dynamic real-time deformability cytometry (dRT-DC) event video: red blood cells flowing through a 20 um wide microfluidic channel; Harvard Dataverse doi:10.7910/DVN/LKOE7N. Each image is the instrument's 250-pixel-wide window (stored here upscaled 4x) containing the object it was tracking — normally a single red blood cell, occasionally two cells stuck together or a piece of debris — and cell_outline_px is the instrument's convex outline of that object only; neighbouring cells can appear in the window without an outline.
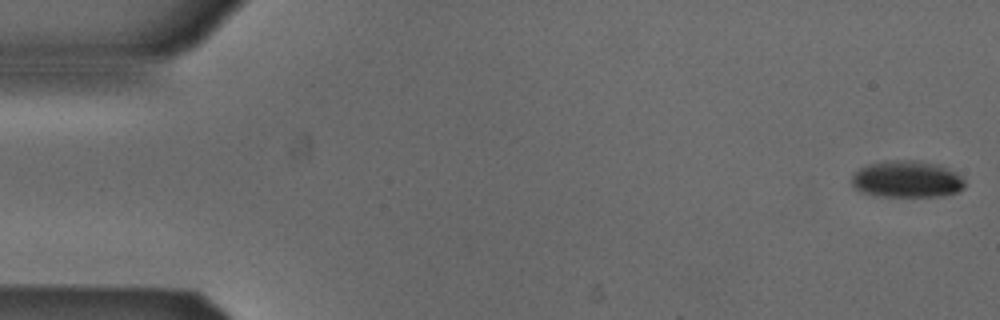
{"species": "Egyptian fruit bat (a non-hibernating species)", "species_latin": "Rousettus aegyptiacus", "temperature_condition": "cold", "stored_images_in_passage": 8, "camera_frame_rate_fps": 3000, "um_per_image_px": 0.085, "animal": {"sex": "male"}, "frame": {"image": 1, "passage_image": 1, "time_ms": 0.0, "image_size_px": [1000, 320], "cell_outline_px": [[964, 188], [956, 192], [944, 196], [872, 196], [860, 192], [852, 184], [852, 176], [860, 168], [868, 164], [884, 160], [916, 160], [940, 164], [956, 172], [964, 180]], "centroid_in_image_um": [77.08, 15.23], "position_along_channel_um": 7.9, "area_um2": 24.51}}